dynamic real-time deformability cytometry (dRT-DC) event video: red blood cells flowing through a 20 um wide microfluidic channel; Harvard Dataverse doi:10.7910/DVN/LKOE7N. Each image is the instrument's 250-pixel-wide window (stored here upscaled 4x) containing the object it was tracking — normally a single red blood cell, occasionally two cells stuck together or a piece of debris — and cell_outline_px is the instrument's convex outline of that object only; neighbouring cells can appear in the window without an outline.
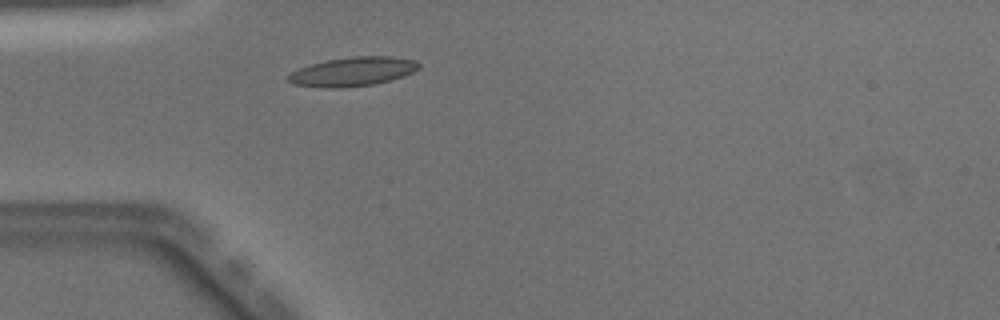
{"species": "Egyptian fruit bat (a non-hibernating species)", "species_latin": "Rousettus aegyptiacus", "temperature_condition": "warm", "stored_images_in_passage": 36, "camera_frame_rate_fps": 3000, "um_per_image_px": 0.085, "animal": {"sex": "male"}, "frame": {"image": 1, "passage_image": 1, "time_ms": 0.0, "image_size_px": [1000, 320], "cell_outline_px": [[420, 68], [404, 76], [372, 84], [340, 88], [324, 88], [292, 84], [288, 80], [288, 76], [292, 72], [300, 68], [312, 64], [328, 60], [352, 56], [392, 56], [416, 60], [420, 64]], "centroid_in_image_um": [30.01, 6.08], "position_along_channel_um": 55.0, "area_um2": 21.96}}
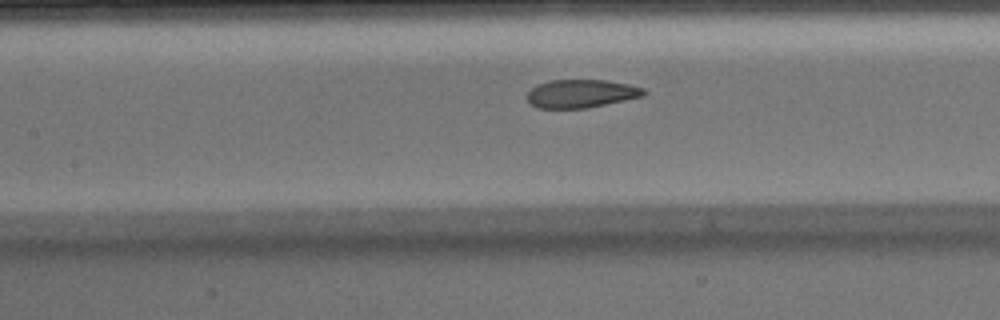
{"frame": {"image": 2, "passage_image": 9, "time_ms": 2.667, "image_size_px": [1000, 320], "cell_outline_px": [[648, 92], [644, 96], [584, 108], [536, 108], [528, 100], [528, 92], [536, 84], [552, 80], [608, 80], [628, 84], [644, 88]], "centroid_in_image_um": [49.41, 7.94], "position_along_channel_um": 158.0, "area_um2": 19.07}}
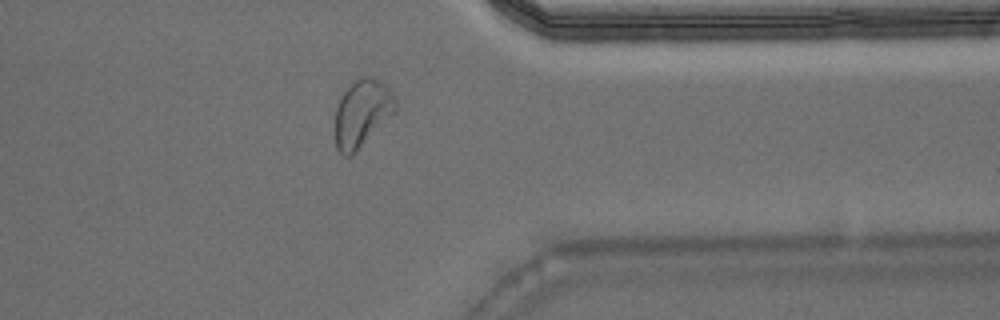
{"frame": {"image": 3, "passage_image": 26, "time_ms": 8.333, "image_size_px": [1000, 320], "cell_outline_px": [[396, 112], [352, 156], [344, 156], [336, 148], [336, 108], [340, 96], [360, 76], [368, 76], [384, 84], [392, 92], [396, 104]], "centroid_in_image_um": [30.78, 9.65], "position_along_channel_um": 380.6, "area_um2": 23.47}, "authors_computed_cell_mechanics": {"area_um2": 20.8369, "velocity_mm_per_s": 4.0657, "shape_relaxation_time_tau1_ms": 4.3817, "shape_relaxation_time_tau2_ms": 1.0739, "deformation_change_tau1": 0.1798, "deformation_change_tau2": 0.0805}}